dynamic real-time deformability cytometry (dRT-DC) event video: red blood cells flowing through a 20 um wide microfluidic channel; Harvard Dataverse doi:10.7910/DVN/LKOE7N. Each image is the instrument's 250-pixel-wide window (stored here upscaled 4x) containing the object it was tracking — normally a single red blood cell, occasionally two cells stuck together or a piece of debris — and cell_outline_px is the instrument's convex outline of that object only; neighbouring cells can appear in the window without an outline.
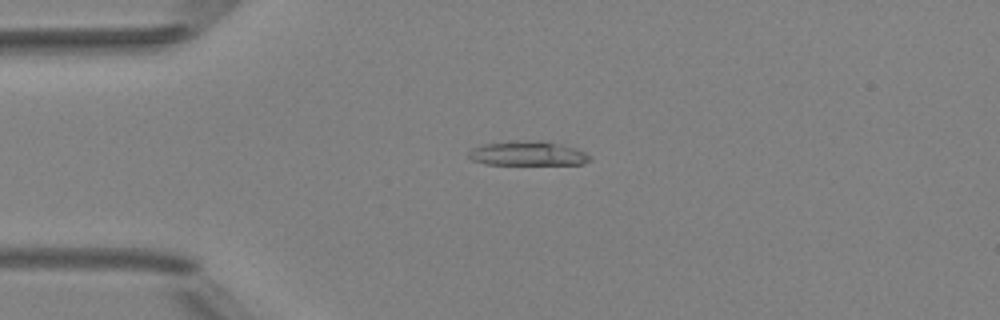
{"species": "Egyptian fruit bat (a non-hibernating species)", "species_latin": "Rousettus aegyptiacus", "temperature_condition": "room temperature", "stored_images_in_passage": 5, "camera_frame_rate_fps": 3000, "um_per_image_px": 0.085, "animal": {"sex": "female"}, "frame": {"image": 1, "passage_image": 4, "time_ms": 3.667, "image_size_px": [1000, 320], "cell_outline_px": [[592, 160], [580, 164], [484, 164], [472, 160], [468, 156], [468, 152], [472, 148], [484, 144], [512, 140], [544, 140], [576, 148], [584, 152]], "centroid_in_image_um": [44.82, 13.03], "position_along_channel_um": 40.2, "area_um2": 17.34}}